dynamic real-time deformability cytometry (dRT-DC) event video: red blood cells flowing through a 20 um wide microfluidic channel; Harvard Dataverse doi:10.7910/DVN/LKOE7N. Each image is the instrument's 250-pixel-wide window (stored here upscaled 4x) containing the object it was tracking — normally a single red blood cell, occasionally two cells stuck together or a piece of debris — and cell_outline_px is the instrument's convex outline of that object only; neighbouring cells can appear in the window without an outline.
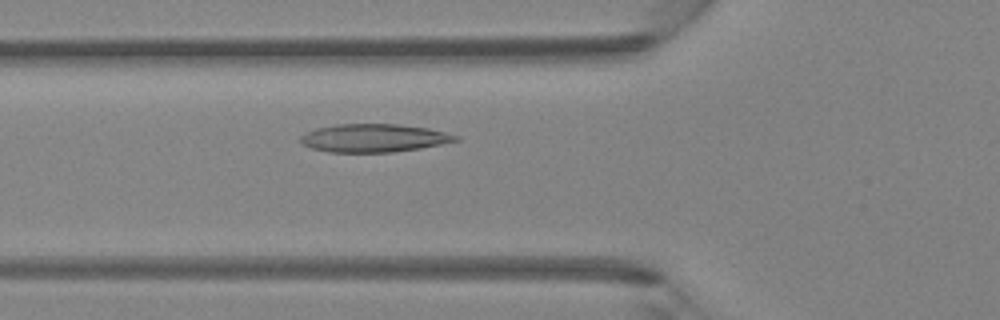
{"species": "Egyptian fruit bat (a non-hibernating species)", "species_latin": "Rousettus aegyptiacus", "temperature_condition": "room temperature", "stored_images_in_passage": 45, "camera_frame_rate_fps": 3000, "um_per_image_px": 0.085, "animal": {"sex": "female"}, "frame": {"image": 1, "passage_image": 15, "time_ms": 4.667, "image_size_px": [1000, 320], "cell_outline_px": [[460, 140], [420, 148], [392, 152], [328, 152], [312, 148], [304, 144], [300, 140], [300, 136], [304, 132], [316, 128], [336, 124], [400, 124], [428, 128], [460, 136]], "centroid_in_image_um": [31.77, 11.72], "position_along_channel_um": 94.0, "area_um2": 25.43}}
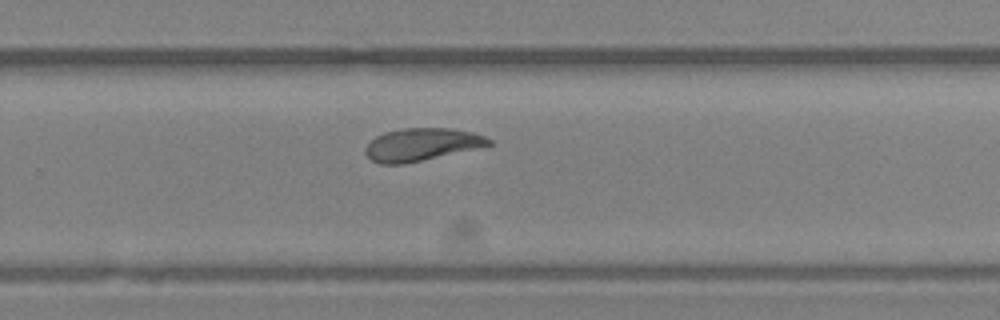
{"frame": {"image": 2, "passage_image": 29, "time_ms": 9.333, "image_size_px": [1000, 320], "cell_outline_px": [[492, 144], [476, 148], [404, 164], [380, 164], [372, 160], [364, 152], [364, 148], [376, 136], [384, 132], [404, 128], [448, 128], [472, 132], [484, 136], [492, 140]], "centroid_in_image_um": [35.8, 12.28], "position_along_channel_um": 294.0, "area_um2": 23.18}}
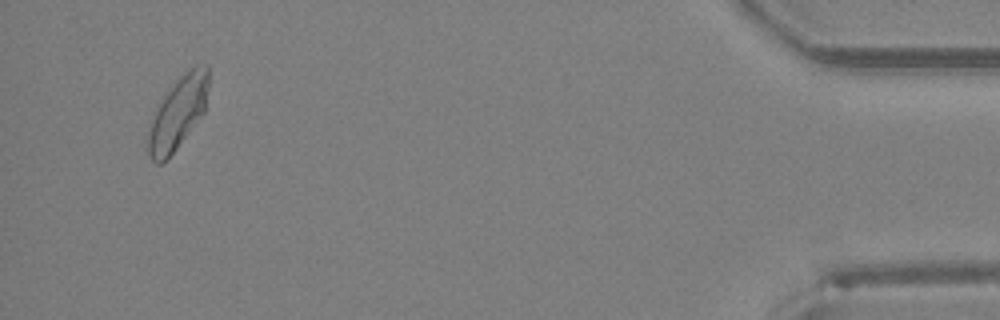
{"frame": {"image": 3, "passage_image": 43, "time_ms": 14.0, "image_size_px": [1000, 320], "cell_outline_px": [[208, 88], [204, 112], [176, 148], [160, 164], [156, 164], [152, 160], [148, 152], [148, 132], [152, 120], [164, 96], [176, 80], [184, 72], [196, 64], [208, 64]], "centroid_in_image_um": [15.15, 9.55], "position_along_channel_um": 420.1, "area_um2": 24.68}, "authors_computed_cell_mechanics": {"area_um2": 24.6228, "velocity_mm_per_s": 4.2943, "shape_relaxation_time_tau1_ms": null, "shape_relaxation_time_tau2_ms": 1.6116, "deformation_change_tau1": null, "deformation_change_tau2": 0.0691}}